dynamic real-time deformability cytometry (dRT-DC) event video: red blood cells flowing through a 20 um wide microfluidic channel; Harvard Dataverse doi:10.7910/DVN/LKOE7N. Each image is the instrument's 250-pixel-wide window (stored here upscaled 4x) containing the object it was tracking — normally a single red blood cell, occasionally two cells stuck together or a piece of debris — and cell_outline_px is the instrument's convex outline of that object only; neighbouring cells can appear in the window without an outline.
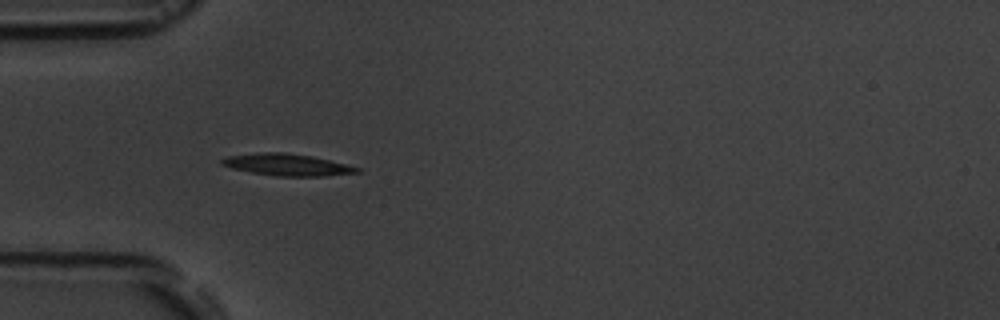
{"species": "common noctule bat (a hibernating species)", "species_latin": "Nyctalus noctula", "temperature_condition": "room temperature", "stored_images_in_passage": 2, "camera_frame_rate_fps": 3000, "um_per_image_px": 0.085, "animal": {"sex": "male", "body_mass_g": 19.5, "forearm_length_mm": 54.6}, "frame": {"image": 1, "passage_image": 1, "time_ms": 0.0, "image_size_px": [1000, 320], "cell_outline_px": [[360, 172], [324, 176], [276, 176], [252, 172], [232, 168], [220, 164], [220, 160], [228, 156], [256, 152], [284, 152], [312, 156], [360, 168]], "centroid_in_image_um": [24.36, 13.99], "position_along_channel_um": 60.6, "area_um2": 17.05}}
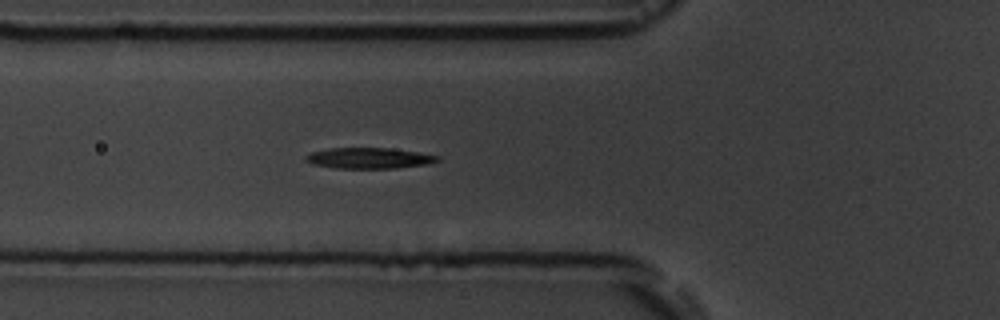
{"frame": {"image": 2, "passage_image": 2, "time_ms": 1.0, "image_size_px": [1000, 320], "cell_outline_px": [[440, 160], [428, 164], [396, 168], [336, 168], [312, 164], [304, 160], [304, 156], [312, 152], [332, 148], [388, 148], [416, 152], [440, 156]], "centroid_in_image_um": [31.36, 13.44], "position_along_channel_um": 94.4, "area_um2": 15.9}}